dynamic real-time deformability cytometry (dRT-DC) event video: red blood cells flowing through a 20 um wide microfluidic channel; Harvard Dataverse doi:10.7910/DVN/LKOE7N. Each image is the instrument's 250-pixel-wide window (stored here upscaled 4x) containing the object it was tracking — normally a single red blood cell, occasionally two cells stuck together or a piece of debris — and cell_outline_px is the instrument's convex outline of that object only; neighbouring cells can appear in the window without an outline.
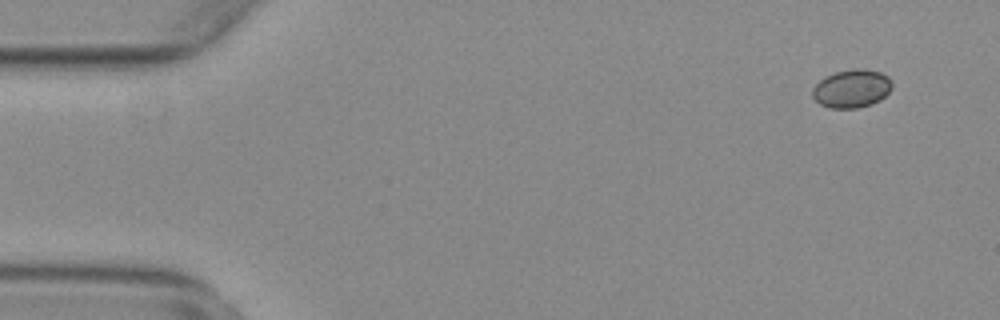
{"species": "common noctule bat (a hibernating species)", "species_latin": "Nyctalus noctula", "temperature_condition": "warm", "stored_images_in_passage": 15, "camera_frame_rate_fps": 3000, "um_per_image_px": 0.085, "animal": {"sex": "female", "body_mass_g": 29.2, "forearm_length_mm": 56.3}, "frame": {"image": 1, "passage_image": 5, "time_ms": 1.333, "image_size_px": [1000, 320], "cell_outline_px": [[892, 88], [880, 100], [872, 104], [856, 108], [828, 108], [820, 104], [812, 96], [812, 88], [824, 76], [836, 72], [852, 68], [864, 68], [880, 72], [888, 76], [892, 80]], "centroid_in_image_um": [72.4, 7.52], "position_along_channel_um": 12.6, "area_um2": 17.92}}